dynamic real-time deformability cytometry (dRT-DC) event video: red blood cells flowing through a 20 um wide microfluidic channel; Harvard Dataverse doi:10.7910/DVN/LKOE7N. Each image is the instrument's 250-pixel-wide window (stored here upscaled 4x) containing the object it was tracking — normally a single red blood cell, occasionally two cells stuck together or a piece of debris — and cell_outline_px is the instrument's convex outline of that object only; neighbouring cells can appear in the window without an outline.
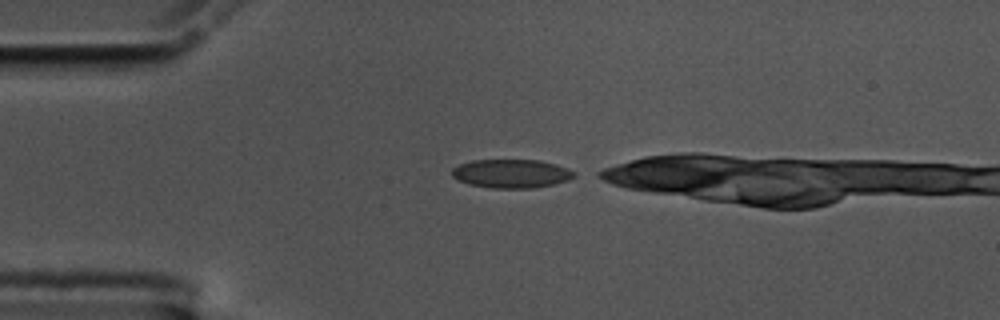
{"species": "common noctule bat (a hibernating species)", "species_latin": "Nyctalus noctula", "temperature_condition": "cold", "stored_images_in_passage": 12, "camera_frame_rate_fps": 3000, "um_per_image_px": 0.085, "animal": {"sex": "male", "body_mass_g": 17.5, "forearm_length_mm": 52.3}, "frame": {"image": 1, "passage_image": 1, "time_ms": 0.0, "image_size_px": [1000, 320], "cell_outline_px": [[576, 176], [568, 180], [552, 184], [532, 188], [492, 188], [468, 184], [456, 180], [452, 176], [452, 168], [460, 164], [472, 160], [540, 160], [556, 164], [568, 168], [576, 172]], "centroid_in_image_um": [43.46, 14.75], "position_along_channel_um": 41.5, "area_um2": 20.52}}
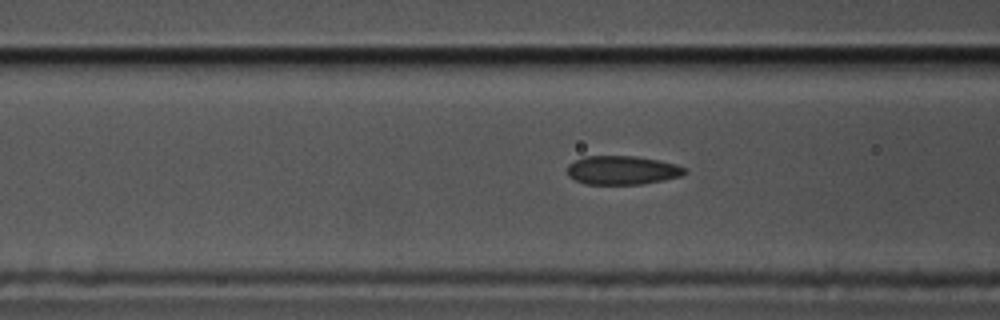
{"frame": {"image": 2, "passage_image": 9, "time_ms": 2.667, "image_size_px": [1000, 320], "cell_outline_px": [[688, 172], [680, 176], [664, 180], [644, 184], [584, 184], [568, 176], [568, 164], [584, 156], [636, 156], [660, 160], [676, 164], [688, 168]], "centroid_in_image_um": [52.93, 14.46], "position_along_channel_um": 113.7, "area_um2": 19.88}}